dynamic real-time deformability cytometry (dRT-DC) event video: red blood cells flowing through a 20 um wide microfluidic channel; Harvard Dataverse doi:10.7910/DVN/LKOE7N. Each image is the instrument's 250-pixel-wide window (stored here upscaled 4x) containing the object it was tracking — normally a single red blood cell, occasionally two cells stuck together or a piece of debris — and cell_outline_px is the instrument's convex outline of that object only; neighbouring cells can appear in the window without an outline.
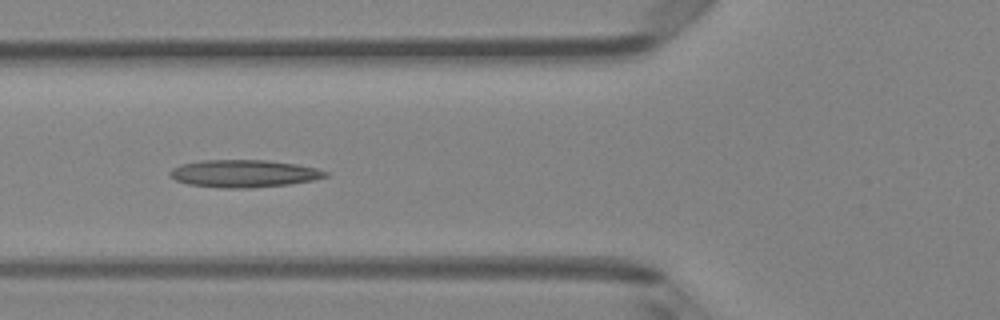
{"species": "Egyptian fruit bat (a non-hibernating species)", "species_latin": "Rousettus aegyptiacus", "temperature_condition": "room temperature", "stored_images_in_passage": 7, "camera_frame_rate_fps": 3000, "um_per_image_px": 0.085, "animal": {"sex": "female"}, "frame": {"image": 1, "passage_image": 4, "time_ms": 4.333, "image_size_px": [1000, 320], "cell_outline_px": [[328, 176], [312, 180], [288, 184], [252, 188], [220, 188], [188, 184], [176, 180], [168, 176], [168, 172], [172, 168], [180, 164], [204, 160], [268, 160], [296, 164], [316, 168], [328, 172]], "centroid_in_image_um": [20.69, 14.75], "position_along_channel_um": 105.1, "area_um2": 24.97}}
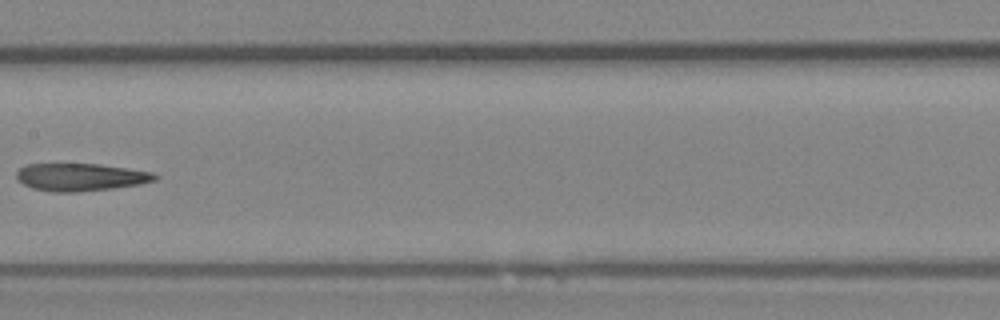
{"frame": {"image": 2, "passage_image": 6, "time_ms": 6.667, "image_size_px": [1000, 320], "cell_outline_px": [[160, 176], [156, 180], [140, 184], [112, 188], [76, 192], [52, 192], [32, 188], [16, 180], [16, 172], [24, 164], [100, 164], [128, 168], [152, 172]], "centroid_in_image_um": [6.84, 15.05], "position_along_channel_um": 200.6, "area_um2": 22.37}}
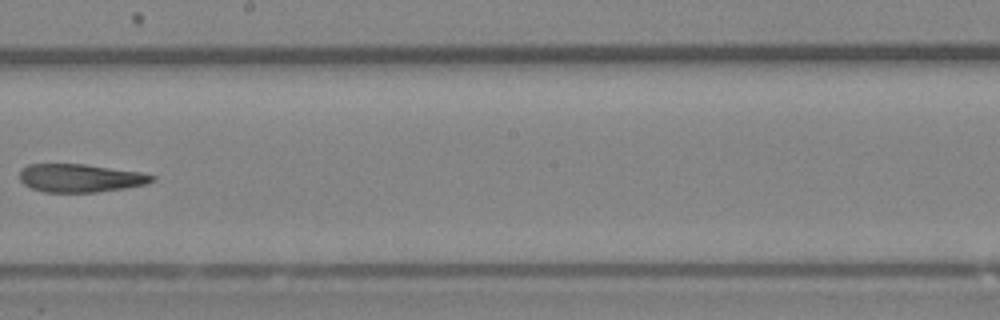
{"frame": {"image": 3, "passage_image": 7, "time_ms": 7.667, "image_size_px": [1000, 320], "cell_outline_px": [[156, 180], [144, 184], [124, 188], [96, 192], [44, 192], [32, 188], [24, 184], [20, 180], [20, 172], [28, 164], [84, 164], [140, 172], [156, 176]], "centroid_in_image_um": [6.83, 15.13], "position_along_channel_um": 241.4, "area_um2": 21.56}}